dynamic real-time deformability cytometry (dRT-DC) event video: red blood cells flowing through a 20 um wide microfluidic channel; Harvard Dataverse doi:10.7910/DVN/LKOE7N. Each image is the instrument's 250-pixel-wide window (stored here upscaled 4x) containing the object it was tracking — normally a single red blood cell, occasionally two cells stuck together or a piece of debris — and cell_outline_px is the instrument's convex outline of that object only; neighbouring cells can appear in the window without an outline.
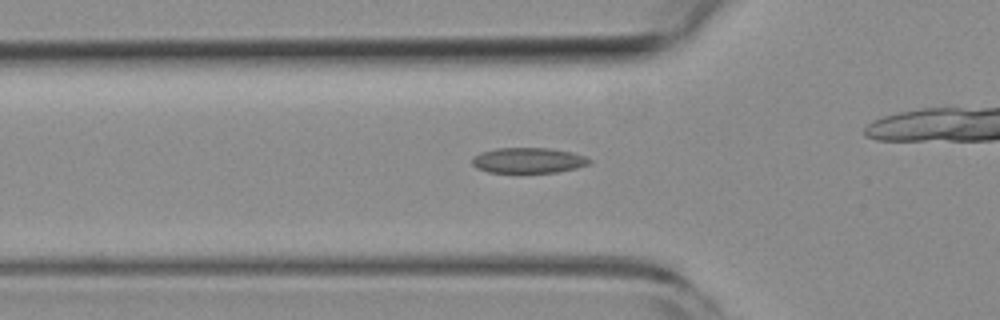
{"species": "common noctule bat (a hibernating species)", "species_latin": "Nyctalus noctula", "temperature_condition": "room temperature", "stored_images_in_passage": 37, "camera_frame_rate_fps": 3000, "um_per_image_px": 0.085, "animal": {"sex": "female", "body_mass_g": 19.3, "forearm_length_mm": 54.1}, "frame": {"image": 1, "passage_image": 12, "time_ms": 3.667, "image_size_px": [1000, 320], "cell_outline_px": [[592, 164], [576, 168], [556, 172], [488, 172], [476, 168], [472, 164], [472, 156], [480, 152], [496, 148], [548, 148], [572, 152], [584, 156], [592, 160]], "centroid_in_image_um": [44.9, 13.63], "position_along_channel_um": 80.9, "area_um2": 17.46}}
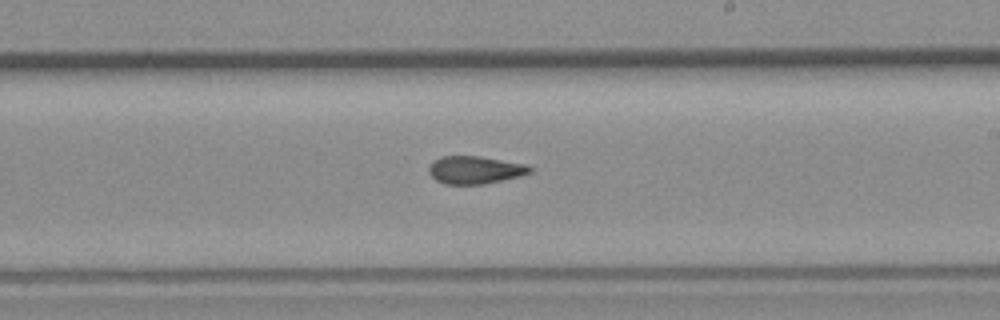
{"frame": {"image": 2, "passage_image": 25, "time_ms": 8.0, "image_size_px": [1000, 320], "cell_outline_px": [[532, 172], [520, 176], [484, 184], [444, 184], [436, 180], [428, 172], [428, 168], [432, 160], [440, 156], [480, 156], [524, 164], [532, 168]], "centroid_in_image_um": [40.33, 14.44], "position_along_channel_um": 248.7, "area_um2": 16.36}}
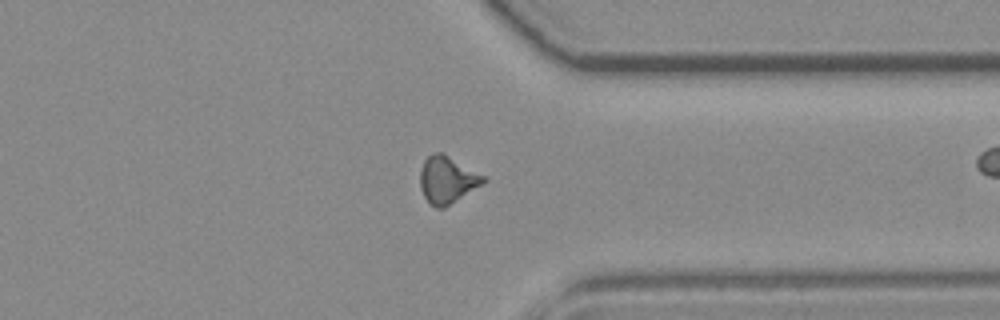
{"frame": {"image": 3, "passage_image": 35, "time_ms": 11.333, "image_size_px": [1000, 320], "cell_outline_px": [[488, 180], [444, 208], [436, 208], [424, 196], [420, 188], [420, 168], [424, 160], [432, 152], [444, 152], [484, 176]], "centroid_in_image_um": [37.99, 15.25], "position_along_channel_um": 373.4, "area_um2": 17.28}}